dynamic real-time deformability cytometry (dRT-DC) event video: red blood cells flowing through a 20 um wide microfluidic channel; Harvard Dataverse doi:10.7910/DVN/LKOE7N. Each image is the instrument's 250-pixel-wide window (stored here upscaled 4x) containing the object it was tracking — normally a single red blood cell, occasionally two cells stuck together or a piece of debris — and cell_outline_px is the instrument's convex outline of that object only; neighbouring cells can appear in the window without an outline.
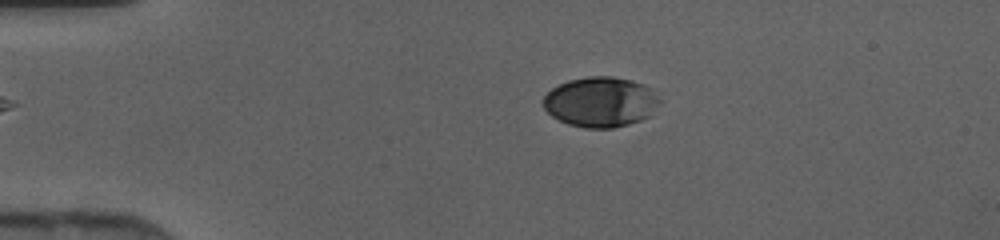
{"species": "human", "species_latin": "Homo sapiens", "temperature_condition": "cold", "stored_images_in_passage": 37, "camera_frame_rate_fps": 3000, "um_per_image_px": 0.085, "donor": {"sex": "female"}, "frame": {"image": 1, "passage_image": 1, "time_ms": 0.0, "image_size_px": [1000, 240], "cell_outline_px": [[664, 100], [648, 116], [640, 120], [628, 124], [612, 128], [584, 128], [568, 124], [552, 116], [544, 108], [540, 100], [552, 88], [568, 80], [588, 76], [612, 76], [632, 80], [644, 84]], "centroid_in_image_um": [51.05, 8.66], "position_along_channel_um": 33.9, "area_um2": 34.28}}
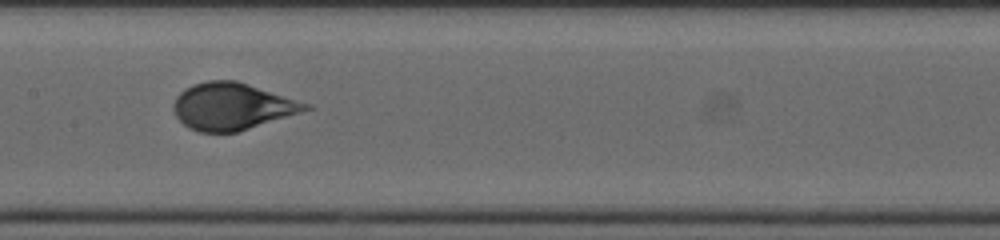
{"frame": {"image": 2, "passage_image": 15, "time_ms": 4.667, "image_size_px": [1000, 240], "cell_outline_px": [[316, 108], [236, 132], [200, 132], [188, 128], [176, 116], [172, 104], [176, 96], [184, 88], [192, 84], [208, 80], [236, 80], [312, 104]], "centroid_in_image_um": [19.75, 9.03], "position_along_channel_um": 187.7, "area_um2": 36.3}}
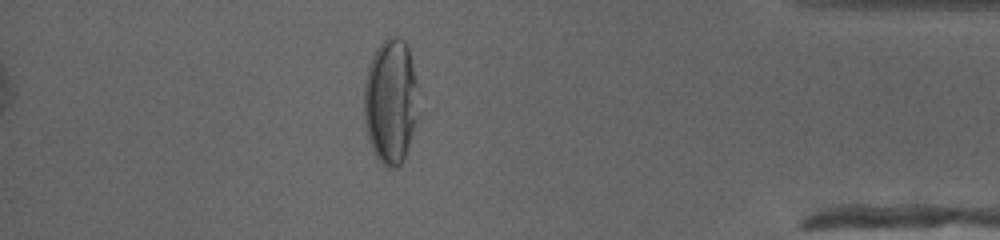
{"frame": {"image": 3, "passage_image": 32, "time_ms": 10.333, "image_size_px": [1000, 240], "cell_outline_px": [[420, 116], [404, 160], [396, 168], [388, 168], [376, 156], [368, 140], [364, 124], [364, 80], [368, 64], [376, 48], [388, 36], [400, 36], [404, 40], [408, 48], [420, 88]], "centroid_in_image_um": [33.25, 8.61], "position_along_channel_um": 401.9, "area_um2": 41.21}}